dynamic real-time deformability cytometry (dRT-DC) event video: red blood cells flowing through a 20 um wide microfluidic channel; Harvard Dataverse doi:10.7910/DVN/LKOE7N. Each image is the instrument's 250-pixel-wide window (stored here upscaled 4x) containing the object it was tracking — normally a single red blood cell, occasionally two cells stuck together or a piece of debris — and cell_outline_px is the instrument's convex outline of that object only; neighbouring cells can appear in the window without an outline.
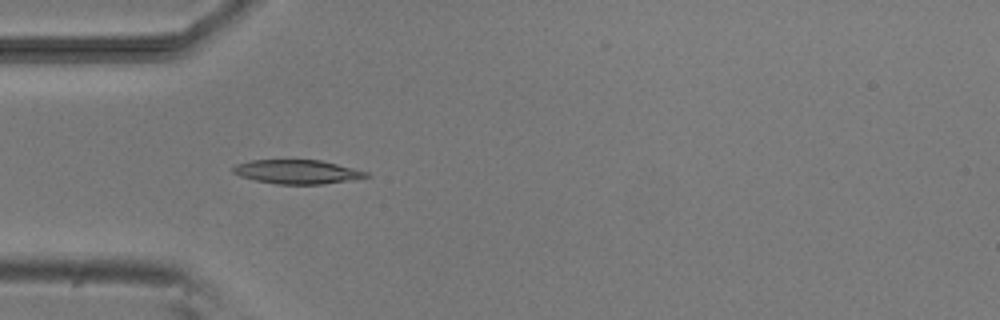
{"species": "common noctule bat (a hibernating species)", "species_latin": "Nyctalus noctula", "temperature_condition": "room temperature", "stored_images_in_passage": 5, "camera_frame_rate_fps": 3000, "um_per_image_px": 0.085, "animal": {"sex": "male", "body_mass_g": 20.5, "forearm_length_mm": 52.5}, "frame": {"image": 1, "passage_image": 4, "time_ms": 3.667, "image_size_px": [1000, 320], "cell_outline_px": [[372, 176], [324, 184], [276, 184], [256, 180], [240, 176], [232, 172], [232, 168], [236, 164], [252, 160], [320, 160], [368, 172]], "centroid_in_image_um": [25.24, 14.6], "position_along_channel_um": 59.8, "area_um2": 18.44}}
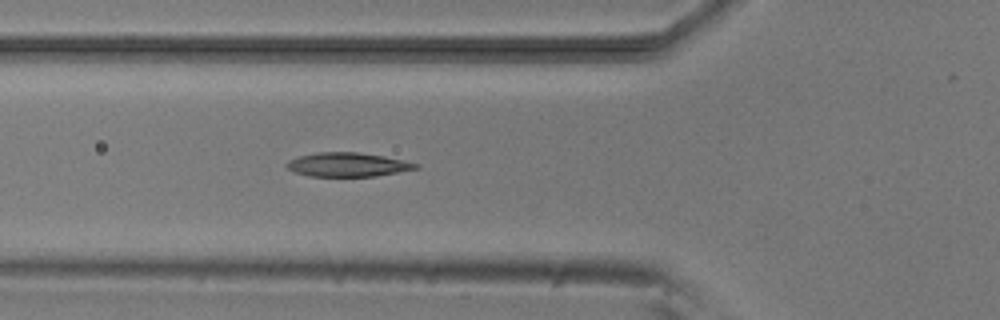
{"frame": {"image": 2, "passage_image": 5, "time_ms": 4.667, "image_size_px": [1000, 320], "cell_outline_px": [[420, 168], [376, 176], [308, 176], [296, 172], [288, 168], [284, 164], [288, 160], [300, 156], [320, 152], [356, 152], [384, 156], [420, 164]], "centroid_in_image_um": [29.56, 13.99], "position_along_channel_um": 96.2, "area_um2": 17.92}}